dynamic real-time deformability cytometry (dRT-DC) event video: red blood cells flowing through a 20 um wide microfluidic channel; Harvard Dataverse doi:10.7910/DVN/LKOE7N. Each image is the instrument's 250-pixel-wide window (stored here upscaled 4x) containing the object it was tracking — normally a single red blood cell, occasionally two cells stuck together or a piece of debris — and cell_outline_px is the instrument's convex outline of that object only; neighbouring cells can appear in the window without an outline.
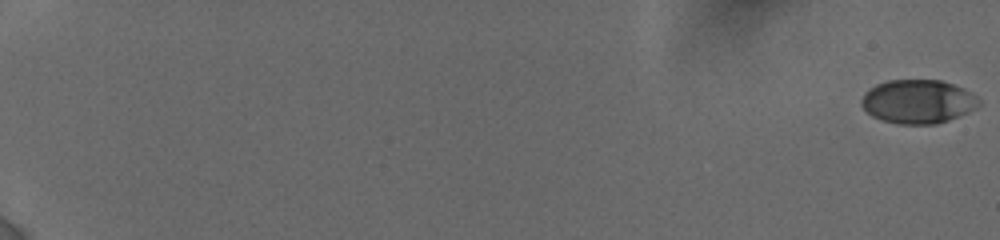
{"species": "human", "species_latin": "Homo sapiens", "temperature_condition": "cold", "stored_images_in_passage": 26, "camera_frame_rate_fps": 3000, "um_per_image_px": 0.085, "donor": {"sex": "female"}, "frame": {"image": 1, "passage_image": 1, "time_ms": 0.0, "image_size_px": [1000, 240], "cell_outline_px": [[980, 104], [976, 108], [968, 112], [948, 120], [936, 124], [900, 124], [884, 120], [872, 116], [860, 104], [860, 100], [864, 92], [868, 88], [876, 84], [888, 80], [940, 80], [964, 88], [976, 96], [980, 100]], "centroid_in_image_um": [78.01, 8.62], "position_along_channel_um": 7.0, "area_um2": 30.0}}
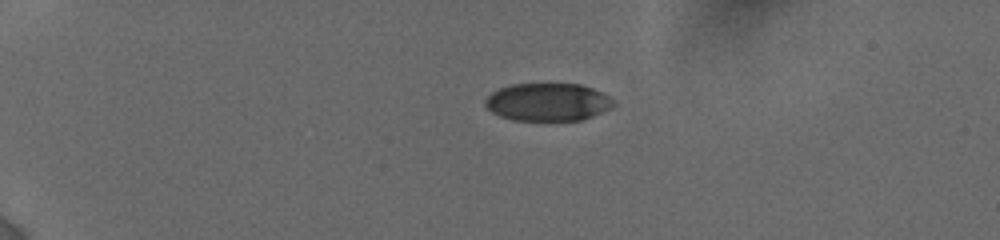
{"frame": {"image": 2, "passage_image": 18, "time_ms": 5.0, "image_size_px": [1000, 240], "cell_outline_px": [[616, 104], [592, 116], [580, 120], [512, 120], [500, 116], [492, 112], [484, 104], [484, 100], [492, 92], [500, 88], [512, 84], [580, 84], [592, 88], [616, 100]], "centroid_in_image_um": [46.54, 8.67], "position_along_channel_um": 38.5, "area_um2": 28.09}}